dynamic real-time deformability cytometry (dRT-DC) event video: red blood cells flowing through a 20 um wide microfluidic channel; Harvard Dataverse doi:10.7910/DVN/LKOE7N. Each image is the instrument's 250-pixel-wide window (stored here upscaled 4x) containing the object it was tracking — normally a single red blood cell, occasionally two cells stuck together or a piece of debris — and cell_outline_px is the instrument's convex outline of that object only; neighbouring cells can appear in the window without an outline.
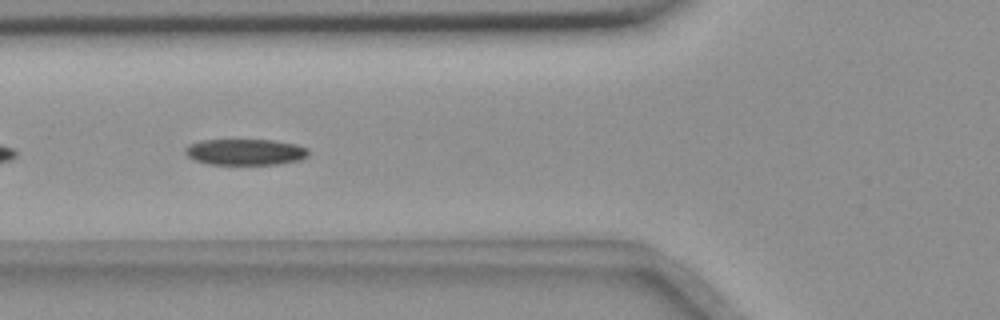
{"species": "common noctule bat (a hibernating species)", "species_latin": "Nyctalus noctula", "temperature_condition": "room temperature", "stored_images_in_passage": 19, "camera_frame_rate_fps": 3000, "um_per_image_px": 0.085, "animal": {"sex": "female", "body_mass_g": 18.4}, "frame": {"image": 1, "passage_image": 6, "time_ms": 1.667, "image_size_px": [1000, 320], "cell_outline_px": [[308, 156], [300, 160], [276, 164], [208, 164], [192, 160], [184, 152], [184, 148], [188, 144], [200, 140], [272, 140], [296, 144], [308, 148]], "centroid_in_image_um": [20.81, 12.92], "position_along_channel_um": 105.0, "area_um2": 18.9}}
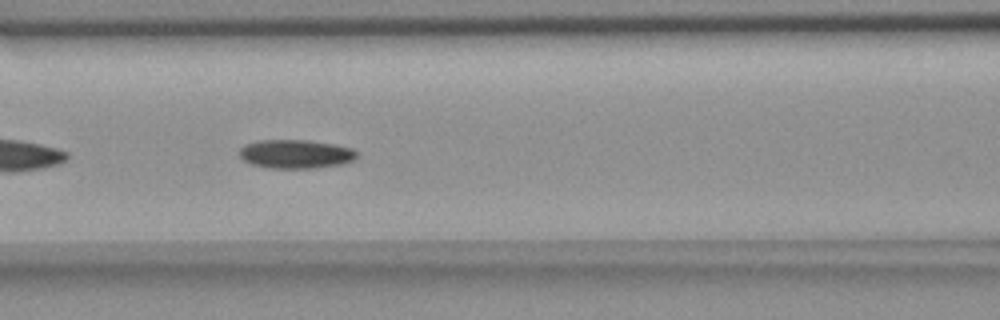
{"frame": {"image": 2, "passage_image": 9, "time_ms": 2.667, "image_size_px": [1000, 320], "cell_outline_px": [[356, 160], [344, 164], [316, 168], [268, 168], [252, 164], [244, 160], [240, 156], [240, 148], [244, 144], [260, 140], [308, 140], [336, 144], [352, 148], [356, 152]], "centroid_in_image_um": [25.17, 13.09], "position_along_channel_um": 141.4, "area_um2": 19.88}}
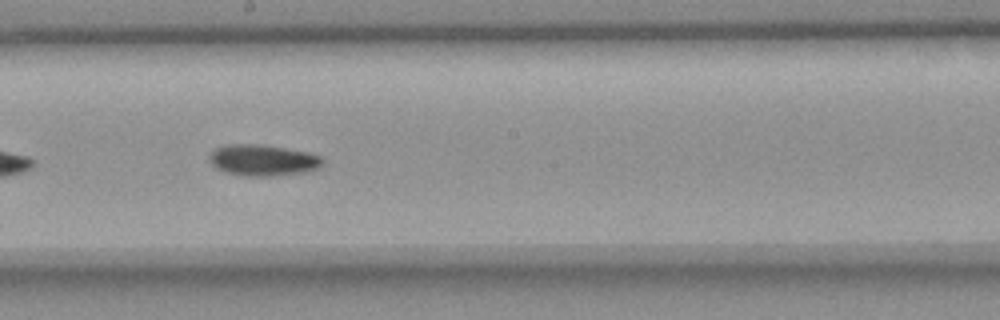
{"frame": {"image": 3, "passage_image": 16, "time_ms": 5.0, "image_size_px": [1000, 320], "cell_outline_px": [[324, 164], [320, 168], [308, 172], [272, 176], [244, 176], [224, 172], [216, 168], [208, 160], [208, 156], [216, 148], [224, 144], [260, 144], [308, 152], [320, 156], [324, 160]], "centroid_in_image_um": [22.35, 13.62], "position_along_channel_um": 225.8, "area_um2": 20.92}}